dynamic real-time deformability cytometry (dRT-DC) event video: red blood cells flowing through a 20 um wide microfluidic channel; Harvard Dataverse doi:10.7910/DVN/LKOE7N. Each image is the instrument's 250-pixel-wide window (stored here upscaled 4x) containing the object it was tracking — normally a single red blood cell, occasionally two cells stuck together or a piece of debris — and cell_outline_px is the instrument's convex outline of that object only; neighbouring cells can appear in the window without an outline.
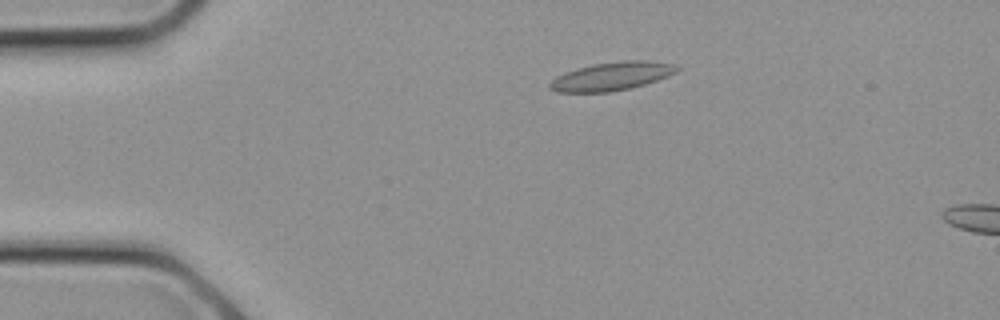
{"species": "common noctule bat (a hibernating species)", "species_latin": "Nyctalus noctula", "temperature_condition": "cold", "stored_images_in_passage": 7, "camera_frame_rate_fps": 3000, "um_per_image_px": 0.085, "animal": {"sex": "female", "body_mass_g": 21.9}, "frame": {"image": 1, "passage_image": 5, "time_ms": 1.333, "image_size_px": [1000, 320], "cell_outline_px": [[680, 68], [676, 72], [668, 76], [644, 84], [628, 88], [608, 92], [556, 92], [548, 88], [548, 84], [556, 76], [564, 72], [592, 64], [624, 60], [648, 60], [672, 64]], "centroid_in_image_um": [51.95, 6.47], "position_along_channel_um": 33.0, "area_um2": 20.92}}